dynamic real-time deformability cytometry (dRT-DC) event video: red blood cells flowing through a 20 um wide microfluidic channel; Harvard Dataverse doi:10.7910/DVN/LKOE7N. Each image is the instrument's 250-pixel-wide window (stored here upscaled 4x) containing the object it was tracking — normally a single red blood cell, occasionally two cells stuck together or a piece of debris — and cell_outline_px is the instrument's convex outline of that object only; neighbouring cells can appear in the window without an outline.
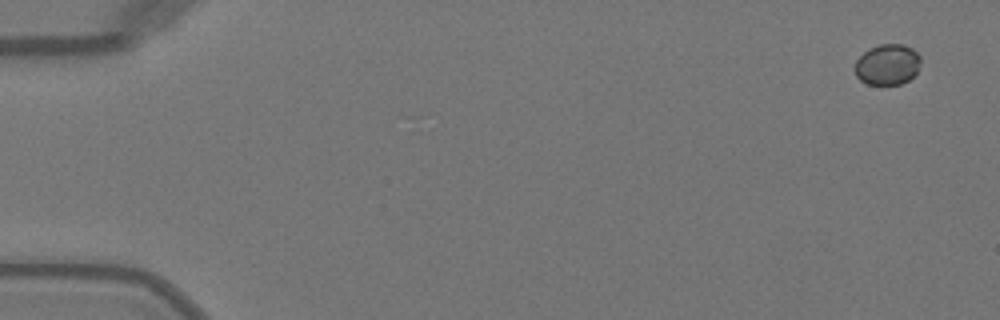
{"species": "Egyptian fruit bat (a non-hibernating species)", "species_latin": "Rousettus aegyptiacus", "temperature_condition": "warm", "stored_images_in_passage": 26, "camera_frame_rate_fps": 3000, "um_per_image_px": 0.085, "animal": {"sex": "female"}, "frame": {"image": 1, "passage_image": 1, "time_ms": 0.0, "image_size_px": [1000, 320], "cell_outline_px": [[920, 64], [916, 72], [908, 80], [900, 84], [868, 84], [860, 80], [856, 76], [856, 60], [868, 48], [880, 44], [904, 44], [912, 48], [920, 56]], "centroid_in_image_um": [75.43, 5.47], "position_along_channel_um": 9.6, "area_um2": 15.55}}
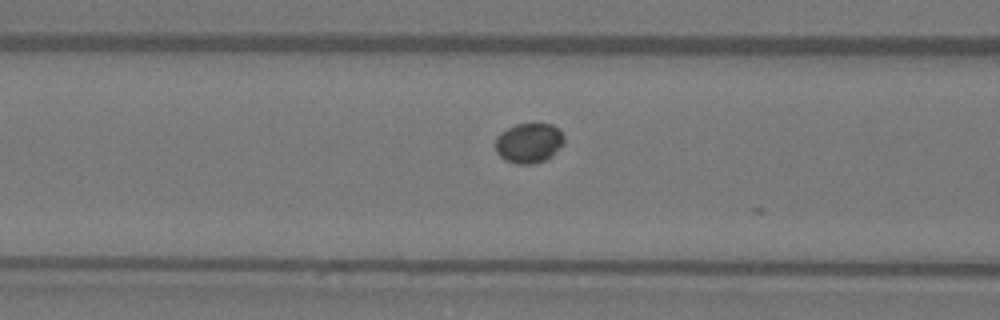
{"frame": {"image": 2, "passage_image": 20, "time_ms": 6.333, "image_size_px": [1000, 320], "cell_outline_px": [[564, 144], [552, 156], [544, 160], [532, 164], [516, 164], [504, 160], [496, 152], [496, 136], [500, 132], [516, 124], [552, 124], [560, 128], [564, 136]], "centroid_in_image_um": [44.97, 12.15], "position_along_channel_um": 121.6, "area_um2": 16.18}}
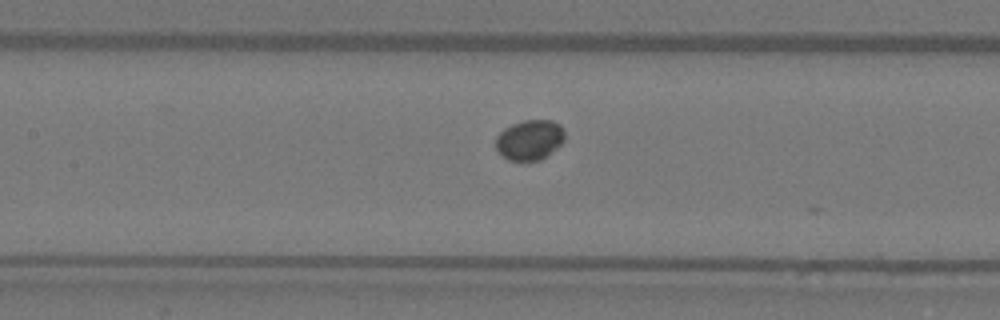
{"frame": {"image": 3, "passage_image": 23, "time_ms": 7.333, "image_size_px": [1000, 320], "cell_outline_px": [[564, 140], [560, 144], [540, 160], [508, 160], [496, 148], [496, 136], [504, 128], [512, 124], [524, 120], [552, 120], [560, 124], [564, 128]], "centroid_in_image_um": [45.02, 11.86], "position_along_channel_um": 162.4, "area_um2": 15.95}}